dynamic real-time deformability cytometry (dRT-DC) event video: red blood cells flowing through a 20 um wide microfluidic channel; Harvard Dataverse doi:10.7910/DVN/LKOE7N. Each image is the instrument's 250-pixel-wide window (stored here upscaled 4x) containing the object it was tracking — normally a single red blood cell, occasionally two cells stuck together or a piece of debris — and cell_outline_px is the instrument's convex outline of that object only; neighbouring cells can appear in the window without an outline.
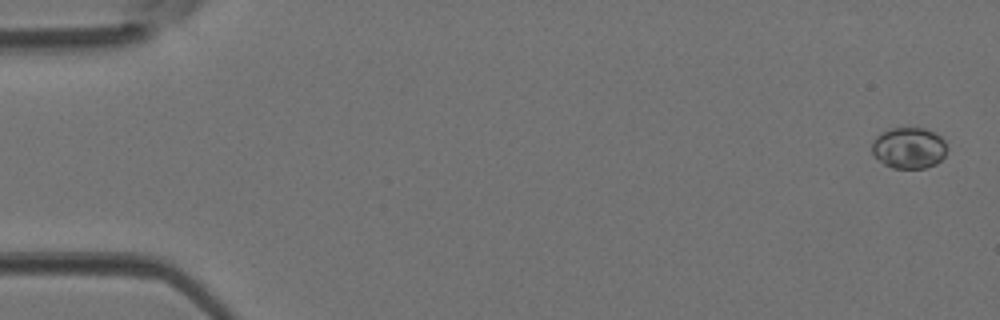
{"species": "Egyptian fruit bat (a non-hibernating species)", "species_latin": "Rousettus aegyptiacus", "temperature_condition": "room temperature", "stored_images_in_passage": 39, "camera_frame_rate_fps": 3000, "um_per_image_px": 0.085, "animal": {"sex": "female"}, "frame": {"image": 1, "passage_image": 2, "time_ms": 0.333, "image_size_px": [1000, 320], "cell_outline_px": [[948, 148], [944, 156], [936, 164], [924, 168], [892, 168], [884, 164], [872, 152], [872, 140], [880, 132], [888, 128], [924, 128], [940, 136], [944, 140]], "centroid_in_image_um": [77.25, 12.56], "position_along_channel_um": 7.8, "area_um2": 18.09}}
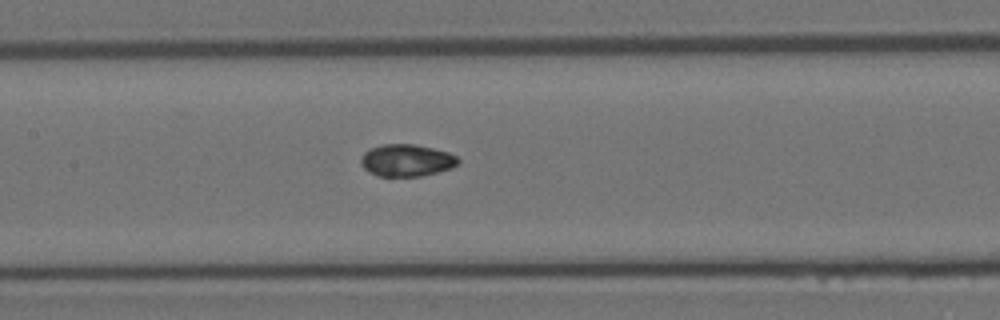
{"frame": {"image": 2, "passage_image": 21, "time_ms": 6.667, "image_size_px": [1000, 320], "cell_outline_px": [[460, 164], [452, 168], [420, 176], [376, 176], [368, 172], [360, 164], [360, 160], [364, 152], [380, 144], [412, 144], [432, 148], [448, 152], [456, 156], [460, 160]], "centroid_in_image_um": [34.55, 13.63], "position_along_channel_um": 172.8, "area_um2": 18.26}}
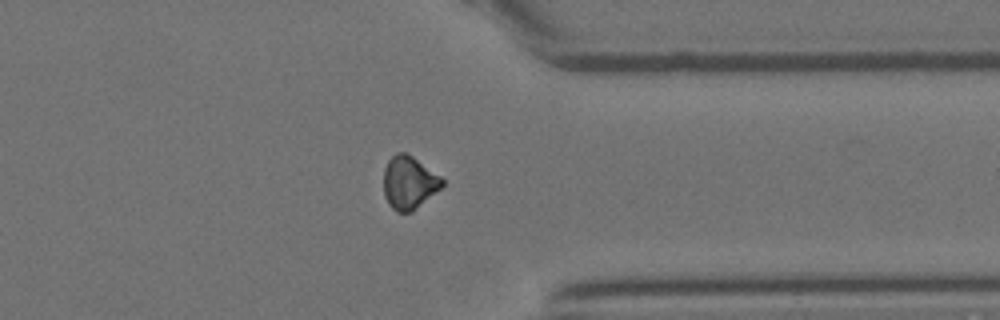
{"frame": {"image": 3, "passage_image": 34, "time_ms": 11.0, "image_size_px": [1000, 320], "cell_outline_px": [[444, 184], [440, 188], [412, 212], [396, 212], [388, 204], [384, 196], [384, 168], [388, 160], [396, 152], [408, 152], [440, 176], [444, 180]], "centroid_in_image_um": [34.75, 15.51], "position_along_channel_um": 376.7, "area_um2": 18.15}}